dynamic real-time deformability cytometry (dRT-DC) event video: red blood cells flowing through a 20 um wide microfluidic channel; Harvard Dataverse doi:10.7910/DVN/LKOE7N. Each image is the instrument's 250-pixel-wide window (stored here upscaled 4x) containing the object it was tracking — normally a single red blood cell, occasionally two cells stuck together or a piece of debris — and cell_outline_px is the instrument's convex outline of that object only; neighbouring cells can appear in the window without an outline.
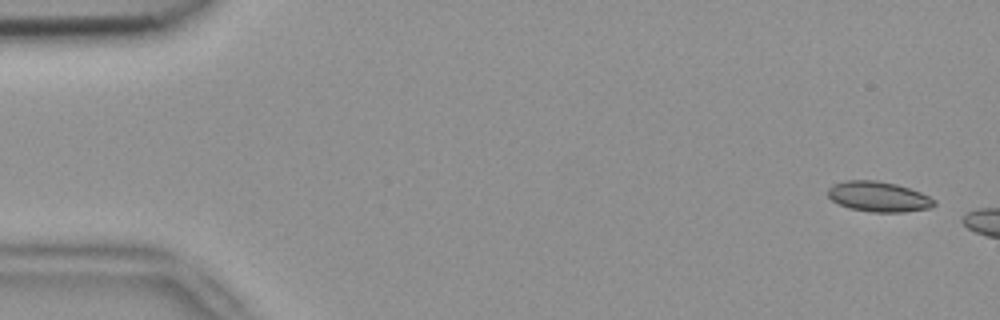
{"species": "common noctule bat (a hibernating species)", "species_latin": "Nyctalus noctula", "temperature_condition": "room temperature", "stored_images_in_passage": 3, "camera_frame_rate_fps": 3000, "um_per_image_px": 0.085, "animal": {"sex": "female", "body_mass_g": 18.4}, "frame": {"image": 1, "passage_image": 1, "time_ms": 0.0, "image_size_px": [1000, 320], "cell_outline_px": [[936, 204], [932, 208], [904, 212], [872, 212], [848, 208], [832, 200], [828, 196], [828, 188], [832, 184], [844, 180], [876, 180], [896, 184], [920, 192], [936, 200]], "centroid_in_image_um": [74.67, 16.71], "position_along_channel_um": 10.3, "area_um2": 18.84}}